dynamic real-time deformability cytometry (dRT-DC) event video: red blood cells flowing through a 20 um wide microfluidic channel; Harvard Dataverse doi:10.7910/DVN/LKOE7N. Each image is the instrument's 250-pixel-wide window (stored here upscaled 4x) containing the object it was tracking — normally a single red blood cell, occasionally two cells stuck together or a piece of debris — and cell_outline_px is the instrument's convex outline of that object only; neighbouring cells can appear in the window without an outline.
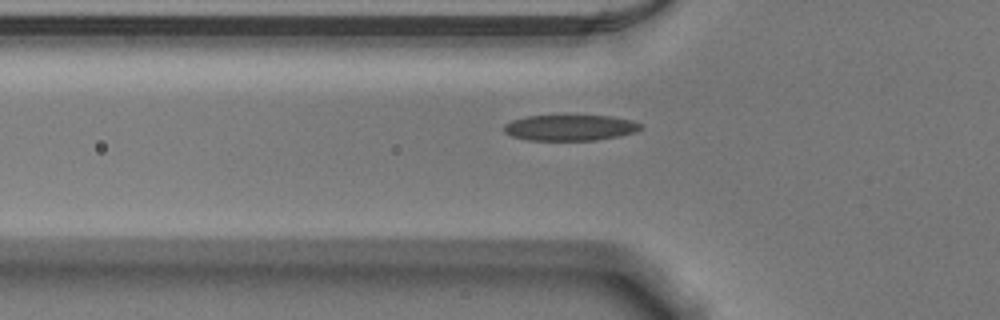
{"species": "Egyptian fruit bat (a non-hibernating species)", "species_latin": "Rousettus aegyptiacus", "temperature_condition": "warm", "stored_images_in_passage": 33, "camera_frame_rate_fps": 3000, "um_per_image_px": 0.085, "animal": {"sex": "male"}, "frame": {"image": 1, "passage_image": 2, "time_ms": 0.333, "image_size_px": [1000, 320], "cell_outline_px": [[640, 128], [636, 132], [620, 136], [596, 140], [528, 140], [512, 136], [504, 132], [504, 124], [512, 120], [528, 116], [612, 116], [632, 120], [640, 124]], "centroid_in_image_um": [48.45, 10.86], "position_along_channel_um": 77.3, "area_um2": 20.46}}
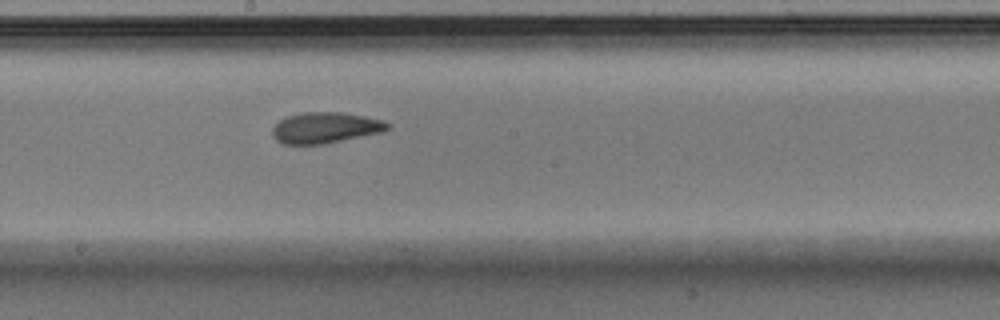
{"frame": {"image": 2, "passage_image": 13, "time_ms": 4.0, "image_size_px": [1000, 320], "cell_outline_px": [[392, 124], [384, 132], [324, 144], [284, 144], [276, 140], [272, 136], [272, 128], [280, 120], [288, 116], [300, 112], [340, 112], [364, 116], [384, 120]], "centroid_in_image_um": [27.67, 10.86], "position_along_channel_um": 220.5, "area_um2": 20.92}}
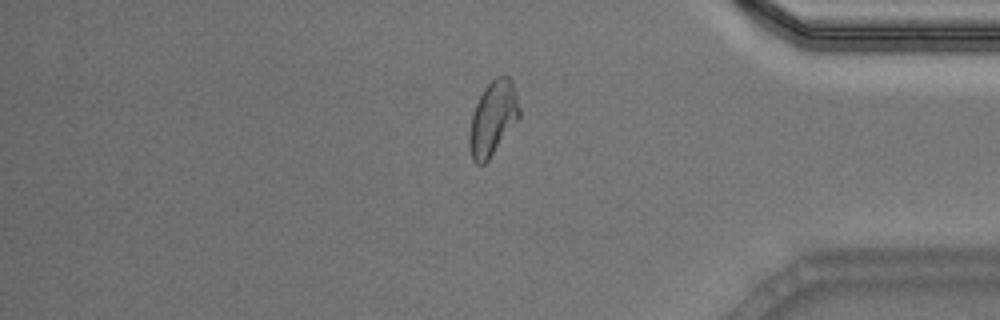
{"frame": {"image": 3, "passage_image": 28, "time_ms": 9.0, "image_size_px": [1000, 320], "cell_outline_px": [[520, 116], [488, 160], [484, 164], [476, 164], [472, 160], [468, 144], [468, 140], [472, 112], [484, 88], [496, 76], [508, 76], [512, 80], [520, 108]], "centroid_in_image_um": [41.88, 10.05], "position_along_channel_um": 393.3, "area_um2": 21.44}}